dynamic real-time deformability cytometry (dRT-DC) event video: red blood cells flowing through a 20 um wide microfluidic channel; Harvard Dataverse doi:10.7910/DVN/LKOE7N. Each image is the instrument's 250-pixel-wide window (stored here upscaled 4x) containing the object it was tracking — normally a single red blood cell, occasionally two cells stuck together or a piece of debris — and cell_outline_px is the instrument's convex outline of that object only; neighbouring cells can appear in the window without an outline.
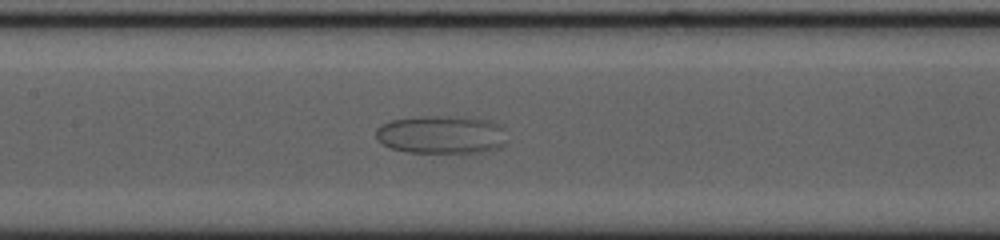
{"species": "common noctule bat (a hibernating species)", "species_latin": "Nyctalus noctula", "temperature_condition": "cold", "stored_images_in_passage": 46, "camera_frame_rate_fps": 3000, "um_per_image_px": 0.085, "animal": {"sex": "female", "body_mass_g": 23.0, "forearm_length_mm": 53.4}, "frame": {"image": 1, "passage_image": 21, "time_ms": 6.667, "image_size_px": [1000, 240], "cell_outline_px": [[504, 144], [500, 148], [484, 152], [408, 152], [392, 148], [376, 140], [376, 128], [380, 124], [392, 120], [424, 116], [440, 116], [488, 120], [504, 124]], "centroid_in_image_um": [37.52, 11.44], "position_along_channel_um": 169.9, "area_um2": 29.07}}
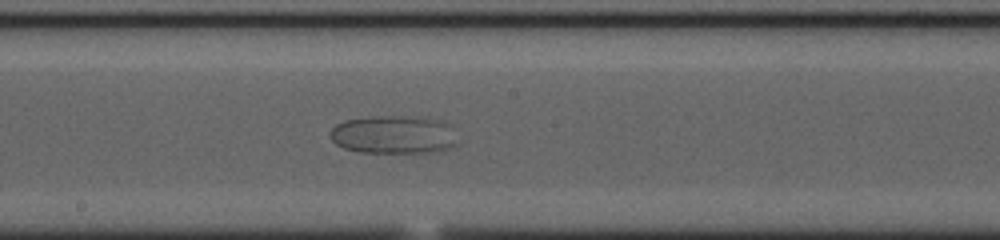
{"frame": {"image": 2, "passage_image": 25, "time_ms": 8.0, "image_size_px": [1000, 240], "cell_outline_px": [[460, 144], [444, 152], [360, 152], [344, 148], [336, 144], [332, 140], [328, 132], [336, 124], [344, 120], [380, 116], [420, 116], [444, 120], [448, 124]], "centroid_in_image_um": [33.52, 11.44], "position_along_channel_um": 214.7, "area_um2": 28.9}}
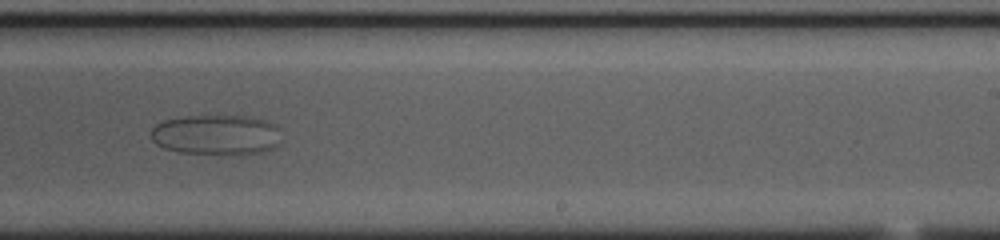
{"frame": {"image": 3, "passage_image": 30, "time_ms": 9.667, "image_size_px": [1000, 240], "cell_outline_px": [[280, 144], [276, 148], [260, 152], [240, 156], [232, 156], [180, 152], [164, 148], [156, 144], [152, 140], [152, 128], [156, 124], [164, 120], [184, 116], [220, 112], [248, 116], [268, 120], [276, 124], [280, 128]], "centroid_in_image_um": [18.46, 11.43], "position_along_channel_um": 270.5, "area_um2": 32.37}}